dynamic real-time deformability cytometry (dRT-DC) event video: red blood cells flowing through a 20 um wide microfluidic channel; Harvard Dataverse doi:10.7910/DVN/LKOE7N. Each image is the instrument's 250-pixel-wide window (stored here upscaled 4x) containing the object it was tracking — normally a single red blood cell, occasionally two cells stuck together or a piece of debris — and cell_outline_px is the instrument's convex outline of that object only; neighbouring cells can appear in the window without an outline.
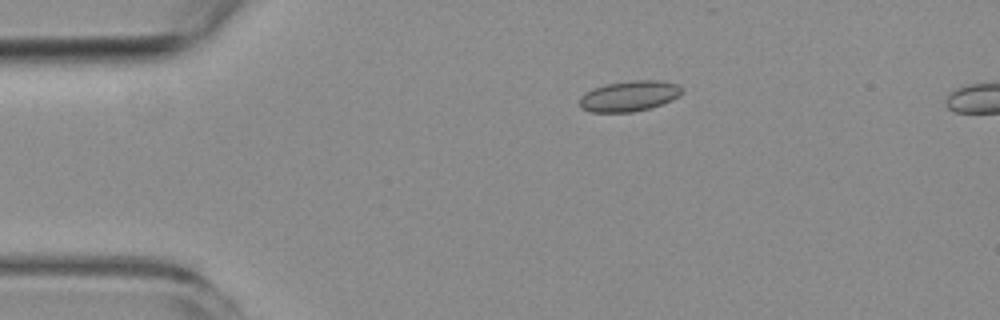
{"species": "common noctule bat (a hibernating species)", "species_latin": "Nyctalus noctula", "temperature_condition": "room temperature", "stored_images_in_passage": 5, "camera_frame_rate_fps": 3000, "um_per_image_px": 0.085, "animal": {"sex": "female", "body_mass_g": 19.3, "forearm_length_mm": 54.1}, "frame": {"image": 1, "passage_image": 3, "time_ms": 2.667, "image_size_px": [1000, 320], "cell_outline_px": [[684, 92], [680, 96], [672, 100], [648, 108], [632, 112], [592, 112], [580, 108], [580, 96], [584, 92], [592, 88], [608, 84], [632, 80], [660, 80], [680, 84], [684, 88]], "centroid_in_image_um": [53.52, 8.15], "position_along_channel_um": 31.5, "area_um2": 18.44}}